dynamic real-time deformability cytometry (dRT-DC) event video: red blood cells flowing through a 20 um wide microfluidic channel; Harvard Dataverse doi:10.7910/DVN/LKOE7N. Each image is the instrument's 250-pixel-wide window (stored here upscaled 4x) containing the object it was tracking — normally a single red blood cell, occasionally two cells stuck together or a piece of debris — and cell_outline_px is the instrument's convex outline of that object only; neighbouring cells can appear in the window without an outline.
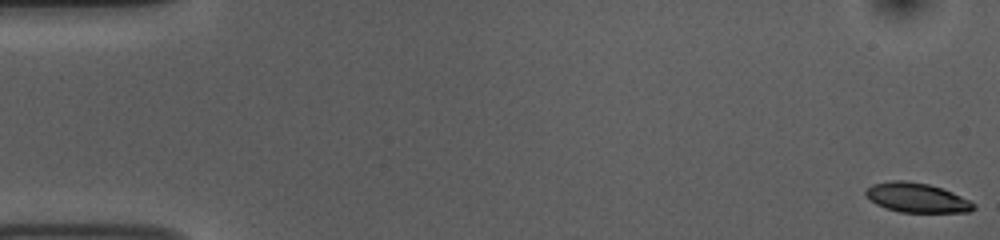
{"species": "common noctule bat (a hibernating species)", "species_latin": "Nyctalus noctula", "temperature_condition": "room temperature", "stored_images_in_passage": 53, "camera_frame_rate_fps": 3000, "um_per_image_px": 0.085, "animal": {"sex": "female", "body_mass_g": 10.0, "forearm_length_mm": 53.1}, "frame": {"image": 1, "passage_image": 1, "time_ms": 0.0, "image_size_px": [1000, 240], "cell_outline_px": [[976, 208], [968, 212], [900, 212], [884, 208], [876, 204], [864, 192], [872, 184], [888, 180], [904, 180], [928, 184], [952, 192], [976, 204]], "centroid_in_image_um": [77.92, 16.8], "position_along_channel_um": 7.1, "area_um2": 18.44}}
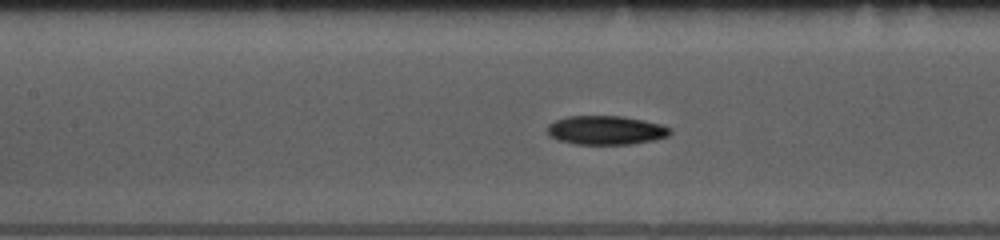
{"frame": {"image": 2, "passage_image": 24, "time_ms": 7.667, "image_size_px": [1000, 240], "cell_outline_px": [[672, 132], [668, 136], [656, 140], [628, 144], [576, 144], [560, 140], [548, 136], [548, 124], [556, 120], [568, 116], [620, 116], [644, 120], [660, 124], [672, 128]], "centroid_in_image_um": [51.53, 11.07], "position_along_channel_um": 155.9, "area_um2": 20.69}}
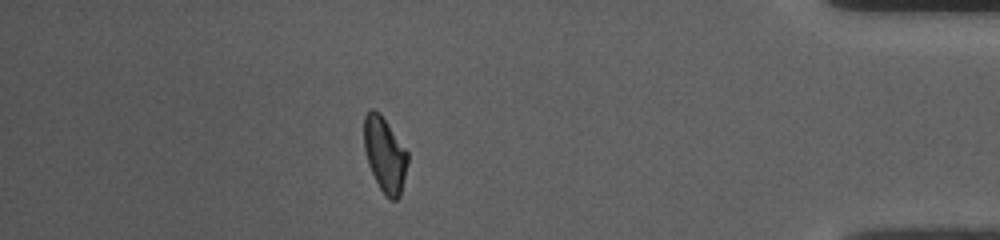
{"frame": {"image": 3, "passage_image": 47, "time_ms": 15.333, "image_size_px": [1000, 240], "cell_outline_px": [[408, 164], [400, 196], [396, 200], [392, 200], [384, 196], [368, 164], [364, 148], [364, 116], [368, 108], [372, 108], [380, 112], [408, 152]], "centroid_in_image_um": [32.71, 13.12], "position_along_channel_um": 402.5, "area_um2": 19.25}, "authors_computed_cell_mechanics": {"area_um2": 19.5364, "velocity_mm_per_s": 3.7682, "shape_relaxation_time_tau1_ms": 4.1274, "shape_relaxation_time_tau2_ms": 4.4711, "deformation_change_tau1": 0.1216, "deformation_change_tau2": 0.0989}}